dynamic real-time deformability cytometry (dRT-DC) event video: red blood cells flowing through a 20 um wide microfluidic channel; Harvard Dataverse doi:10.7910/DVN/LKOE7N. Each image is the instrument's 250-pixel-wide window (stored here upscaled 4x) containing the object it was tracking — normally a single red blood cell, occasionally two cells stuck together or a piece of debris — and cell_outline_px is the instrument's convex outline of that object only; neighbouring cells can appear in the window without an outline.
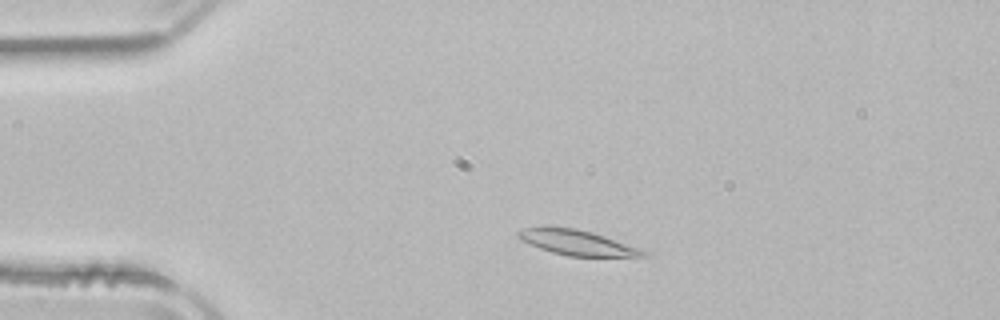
{"species": "common noctule bat (a hibernating species)", "species_latin": "Nyctalus noctula", "temperature_condition": "room temperature", "stored_images_in_passage": 47, "camera_frame_rate_fps": 3000, "um_per_image_px": 0.085, "animal": {"sex": "male", "body_mass_g": 21.5, "forearm_length_mm": 52.0}, "frame": {"image": 1, "passage_image": 6, "time_ms": 1.667, "image_size_px": [1000, 320], "cell_outline_px": [[648, 256], [568, 256], [552, 252], [540, 248], [520, 240], [516, 236], [516, 232], [524, 228], [544, 224], [548, 224], [576, 228], [592, 232], [640, 248], [648, 252]], "centroid_in_image_um": [48.96, 20.57], "position_along_channel_um": 36.0, "area_um2": 18.73}}
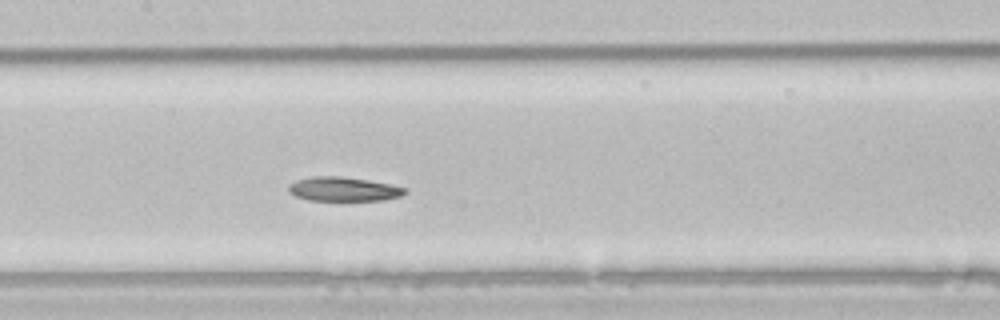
{"frame": {"image": 2, "passage_image": 20, "time_ms": 6.333, "image_size_px": [1000, 320], "cell_outline_px": [[408, 192], [400, 196], [384, 200], [308, 200], [296, 196], [288, 192], [288, 184], [296, 180], [312, 176], [340, 176], [368, 180], [392, 184], [408, 188]], "centroid_in_image_um": [29.21, 16.07], "position_along_channel_um": 178.2, "area_um2": 16.53}}
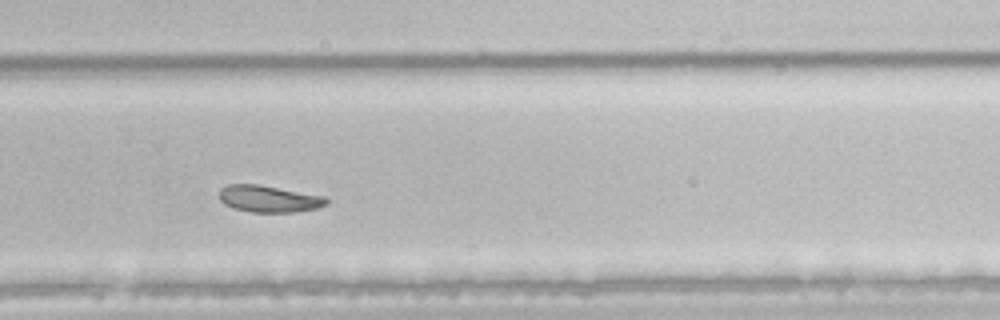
{"frame": {"image": 3, "passage_image": 30, "time_ms": 9.667, "image_size_px": [1000, 320], "cell_outline_px": [[328, 204], [316, 208], [296, 212], [252, 212], [232, 208], [224, 204], [220, 200], [220, 188], [228, 184], [260, 184], [324, 196], [328, 200]], "centroid_in_image_um": [22.84, 16.89], "position_along_channel_um": 307.0, "area_um2": 16.82}}